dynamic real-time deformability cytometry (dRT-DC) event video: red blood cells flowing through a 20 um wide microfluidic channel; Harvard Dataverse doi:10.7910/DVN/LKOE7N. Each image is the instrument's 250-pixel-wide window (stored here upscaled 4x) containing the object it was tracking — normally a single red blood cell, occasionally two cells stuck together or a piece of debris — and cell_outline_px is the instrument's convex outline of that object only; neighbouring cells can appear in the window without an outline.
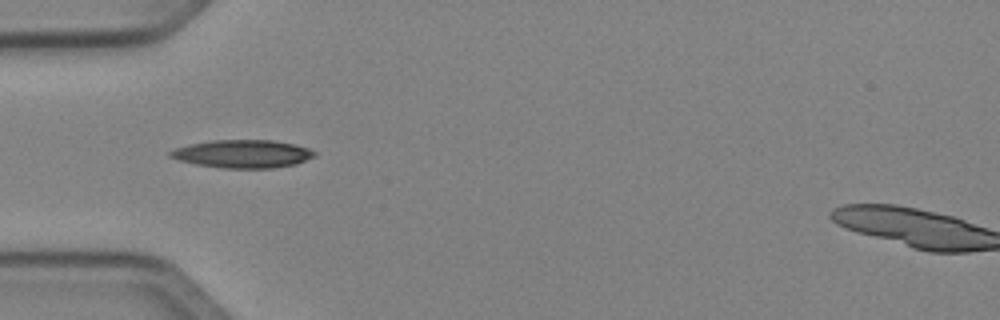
{"species": "Egyptian fruit bat (a non-hibernating species)", "species_latin": "Rousettus aegyptiacus", "temperature_condition": "cold", "stored_images_in_passage": 35, "camera_frame_rate_fps": 3000, "um_per_image_px": 0.085, "animal": {"sex": "female"}, "frame": {"image": 1, "passage_image": 1, "time_ms": 0.0, "image_size_px": [1000, 320], "cell_outline_px": [[316, 156], [296, 164], [276, 168], [224, 168], [196, 164], [180, 160], [168, 156], [168, 152], [176, 148], [188, 144], [212, 140], [272, 140], [292, 144], [308, 148], [316, 152]], "centroid_in_image_um": [20.63, 13.08], "position_along_channel_um": 64.4, "area_um2": 23.52}}
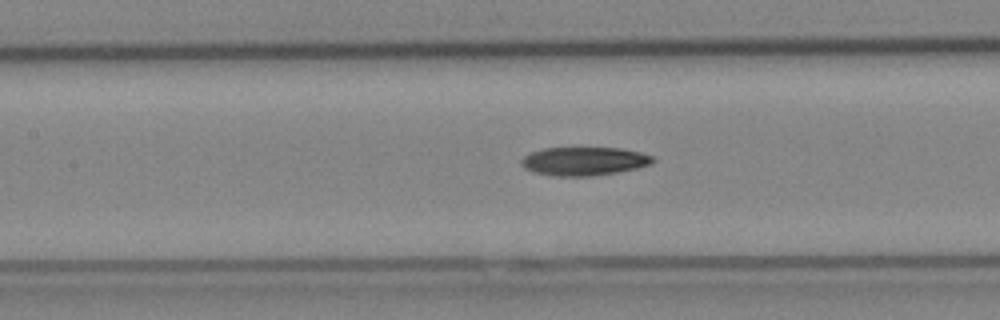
{"frame": {"image": 2, "passage_image": 8, "time_ms": 2.333, "image_size_px": [1000, 320], "cell_outline_px": [[656, 160], [652, 164], [636, 168], [616, 172], [592, 176], [552, 176], [536, 172], [524, 168], [520, 164], [520, 160], [524, 156], [532, 152], [544, 148], [620, 148], [640, 152], [652, 156]], "centroid_in_image_um": [49.64, 13.7], "position_along_channel_um": 157.8, "area_um2": 21.79}}
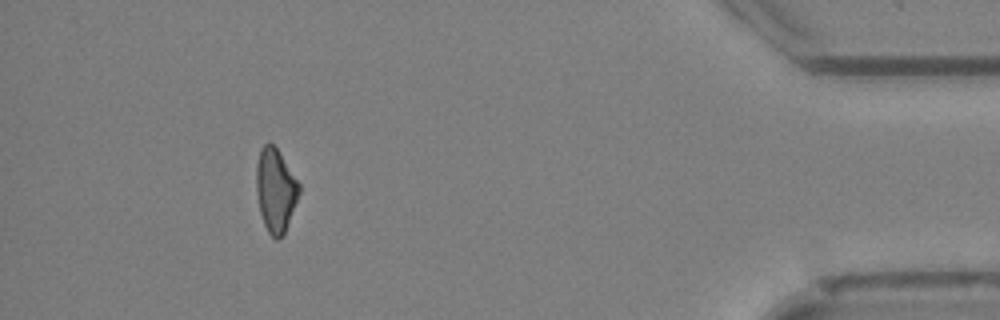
{"frame": {"image": 3, "passage_image": 31, "time_ms": 10.0, "image_size_px": [1000, 320], "cell_outline_px": [[300, 192], [284, 232], [276, 240], [268, 232], [264, 224], [260, 212], [256, 192], [256, 164], [260, 148], [264, 144], [272, 144], [280, 152], [300, 184]], "centroid_in_image_um": [23.4, 16.13], "position_along_channel_um": 411.8, "area_um2": 20.63}}